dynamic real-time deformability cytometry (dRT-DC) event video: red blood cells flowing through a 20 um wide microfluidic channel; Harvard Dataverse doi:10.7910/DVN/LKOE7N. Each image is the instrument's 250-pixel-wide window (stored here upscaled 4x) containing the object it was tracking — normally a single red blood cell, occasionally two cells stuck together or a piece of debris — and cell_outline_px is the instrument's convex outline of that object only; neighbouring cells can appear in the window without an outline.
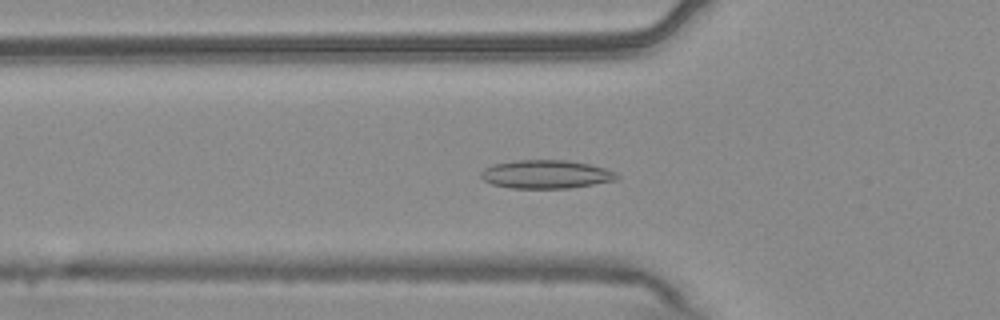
{"species": "common noctule bat (a hibernating species)", "species_latin": "Nyctalus noctula", "temperature_condition": "warm", "stored_images_in_passage": 54, "camera_frame_rate_fps": 3000, "um_per_image_px": 0.085, "animal": {"sex": "male", "body_mass_g": 20.4}, "frame": {"image": 1, "passage_image": 18, "time_ms": 5.667, "image_size_px": [1000, 320], "cell_outline_px": [[620, 176], [616, 180], [568, 188], [512, 188], [492, 184], [484, 180], [480, 176], [480, 172], [484, 168], [492, 164], [516, 160], [564, 160], [588, 164], [604, 168], [616, 172]], "centroid_in_image_um": [46.38, 14.81], "position_along_channel_um": 79.4, "area_um2": 22.43}}
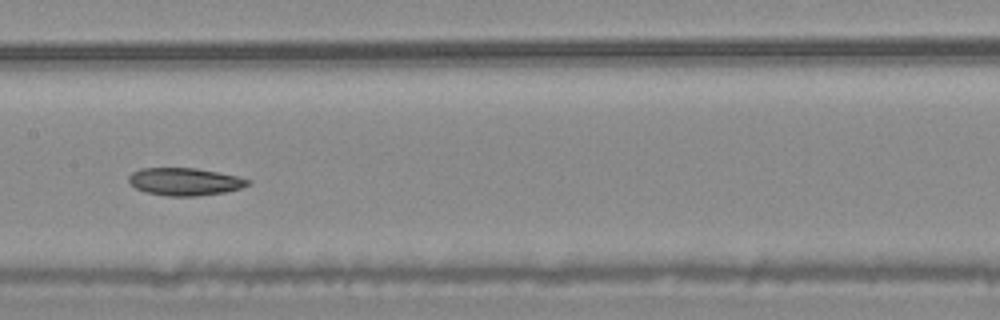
{"frame": {"image": 2, "passage_image": 27, "time_ms": 8.667, "image_size_px": [1000, 320], "cell_outline_px": [[252, 184], [240, 188], [224, 192], [196, 196], [164, 196], [148, 192], [136, 188], [128, 180], [128, 176], [132, 172], [140, 168], [196, 168], [236, 176], [252, 180]], "centroid_in_image_um": [15.71, 15.44], "position_along_channel_um": 191.7, "area_um2": 19.07}}
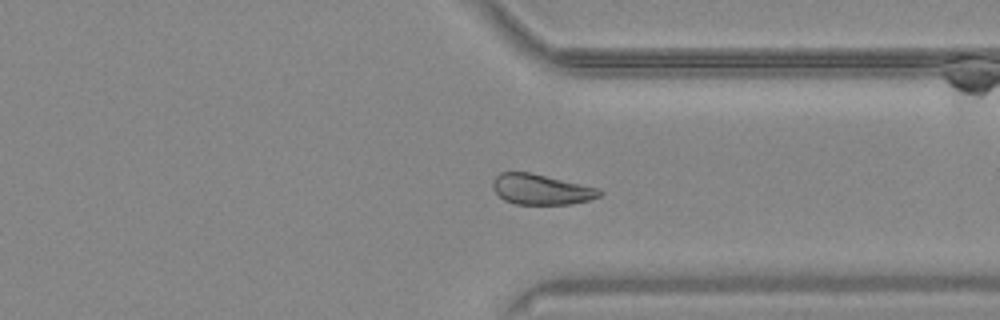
{"frame": {"image": 3, "passage_image": 41, "time_ms": 13.333, "image_size_px": [1000, 320], "cell_outline_px": [[604, 192], [600, 196], [588, 200], [572, 204], [516, 204], [504, 200], [492, 188], [492, 180], [500, 172], [528, 172], [600, 188]], "centroid_in_image_um": [46.0, 16.1], "position_along_channel_um": 365.4, "area_um2": 18.9}}